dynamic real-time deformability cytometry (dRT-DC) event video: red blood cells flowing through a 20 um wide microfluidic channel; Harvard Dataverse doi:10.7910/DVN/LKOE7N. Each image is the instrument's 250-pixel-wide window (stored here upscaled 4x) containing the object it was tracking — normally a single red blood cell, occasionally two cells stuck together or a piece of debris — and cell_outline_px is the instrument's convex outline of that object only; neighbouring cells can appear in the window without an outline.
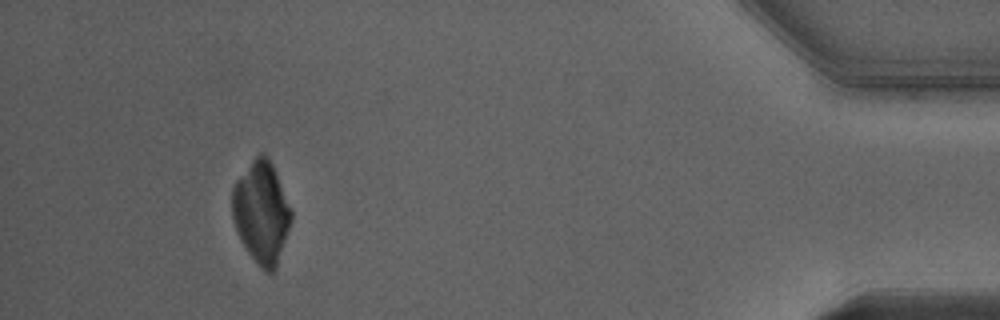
{"species": "Egyptian fruit bat (a non-hibernating species)", "species_latin": "Rousettus aegyptiacus", "temperature_condition": "warm", "stored_images_in_passage": 40, "camera_frame_rate_fps": 3000, "um_per_image_px": 0.085, "animal": {"sex": "male"}, "frame": {"image": 1, "passage_image": 39, "time_ms": 12.667, "image_size_px": [1000, 320], "cell_outline_px": [[292, 220], [276, 268], [272, 272], [264, 272], [248, 252], [240, 240], [232, 216], [232, 188], [236, 180], [252, 160], [260, 152], [272, 164], [276, 172], [292, 212]], "centroid_in_image_um": [22.21, 18.07], "position_along_channel_um": 413.0, "area_um2": 34.68}}